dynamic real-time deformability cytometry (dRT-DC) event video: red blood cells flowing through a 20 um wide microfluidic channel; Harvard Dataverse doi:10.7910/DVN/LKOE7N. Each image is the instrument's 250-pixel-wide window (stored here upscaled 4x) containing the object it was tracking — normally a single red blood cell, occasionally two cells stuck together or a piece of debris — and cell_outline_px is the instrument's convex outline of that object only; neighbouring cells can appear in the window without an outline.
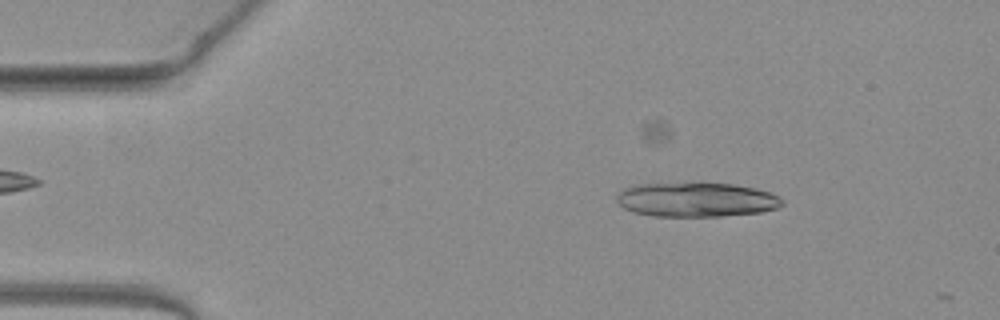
{"species": "common noctule bat (a hibernating species)", "species_latin": "Nyctalus noctula", "temperature_condition": "warm", "stored_images_in_passage": 6, "camera_frame_rate_fps": 3000, "um_per_image_px": 0.085, "animal": {"sex": "female", "body_mass_g": 19.3, "forearm_length_mm": 54.1}, "frame": {"image": 1, "passage_image": 5, "time_ms": 1.333, "image_size_px": [1000, 320], "cell_outline_px": [[784, 204], [776, 208], [760, 212], [720, 216], [652, 216], [632, 212], [616, 204], [616, 196], [624, 188], [640, 184], [732, 184], [756, 188], [780, 196], [784, 200]], "centroid_in_image_um": [59.18, 16.99], "position_along_channel_um": 25.8, "area_um2": 32.95}}